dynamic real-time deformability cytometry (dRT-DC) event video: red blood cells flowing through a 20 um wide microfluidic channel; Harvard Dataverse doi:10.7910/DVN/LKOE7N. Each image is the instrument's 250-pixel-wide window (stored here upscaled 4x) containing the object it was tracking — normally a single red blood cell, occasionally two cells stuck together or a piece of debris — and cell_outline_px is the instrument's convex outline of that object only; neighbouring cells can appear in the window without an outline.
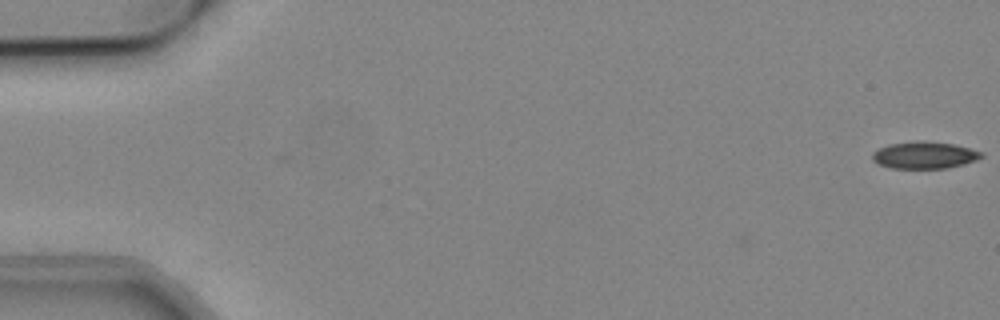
{"species": "common noctule bat (a hibernating species)", "species_latin": "Nyctalus noctula", "temperature_condition": "cold", "stored_images_in_passage": 7, "camera_frame_rate_fps": 3000, "um_per_image_px": 0.085, "animal": {"sex": "male", "body_mass_g": 19.2, "forearm_length_mm": 51.8}, "frame": {"image": 1, "passage_image": 1, "time_ms": 0.0, "image_size_px": [1000, 320], "cell_outline_px": [[984, 156], [976, 160], [964, 164], [948, 168], [892, 168], [876, 164], [872, 160], [872, 152], [888, 144], [916, 140], [924, 140], [952, 144], [984, 152]], "centroid_in_image_um": [78.56, 13.18], "position_along_channel_um": 6.4, "area_um2": 17.34}}